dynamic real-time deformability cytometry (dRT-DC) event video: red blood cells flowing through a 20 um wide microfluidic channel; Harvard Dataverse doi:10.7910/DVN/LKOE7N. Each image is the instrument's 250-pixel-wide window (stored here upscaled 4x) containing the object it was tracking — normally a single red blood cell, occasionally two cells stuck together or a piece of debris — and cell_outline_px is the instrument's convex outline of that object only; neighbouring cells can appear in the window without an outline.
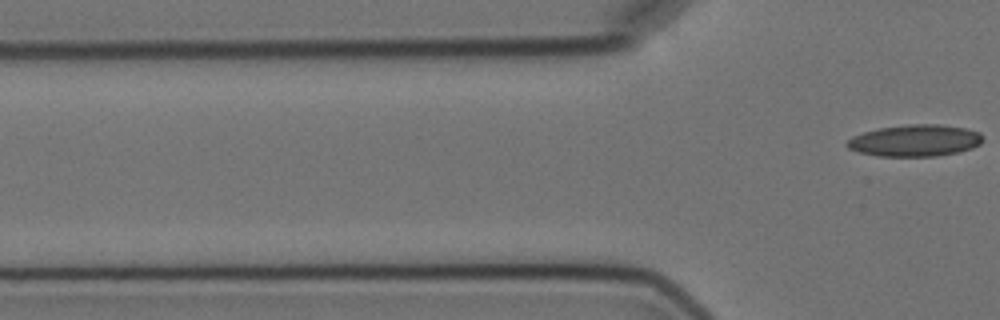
{"species": "Egyptian fruit bat (a non-hibernating species)", "species_latin": "Rousettus aegyptiacus", "temperature_condition": "cold", "stored_images_in_passage": 3, "camera_frame_rate_fps": 3000, "um_per_image_px": 0.085, "animal": {"sex": "female"}, "frame": {"image": 1, "passage_image": 3, "time_ms": 2.667, "image_size_px": [1000, 320], "cell_outline_px": [[984, 140], [980, 144], [972, 148], [960, 152], [936, 156], [876, 156], [860, 152], [848, 148], [844, 144], [852, 136], [864, 132], [880, 128], [908, 124], [940, 124], [968, 128], [980, 132], [984, 136]], "centroid_in_image_um": [77.82, 11.94], "position_along_channel_um": 48.0, "area_um2": 25.37}}